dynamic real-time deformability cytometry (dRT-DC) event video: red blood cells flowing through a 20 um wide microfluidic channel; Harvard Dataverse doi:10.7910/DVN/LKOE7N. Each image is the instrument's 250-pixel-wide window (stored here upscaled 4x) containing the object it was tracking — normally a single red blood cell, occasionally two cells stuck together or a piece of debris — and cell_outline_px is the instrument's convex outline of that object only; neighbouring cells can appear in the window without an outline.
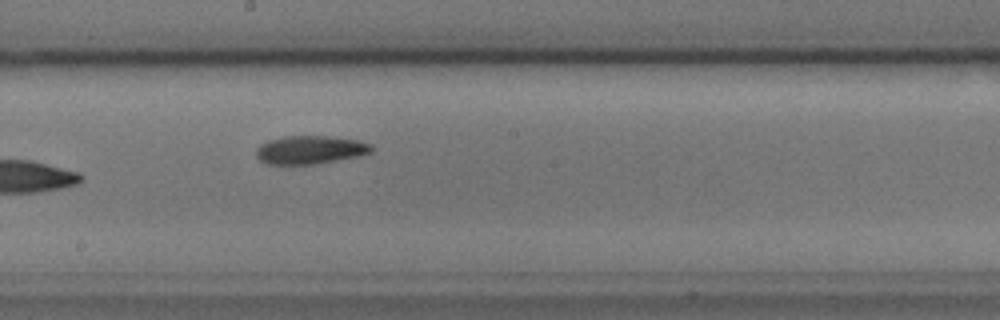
{"species": "common noctule bat (a hibernating species)", "species_latin": "Nyctalus noctula", "temperature_condition": "cold", "stored_images_in_passage": 8, "camera_frame_rate_fps": 3000, "um_per_image_px": 0.085, "animal": {"sex": "male", "body_mass_g": 17.9, "forearm_length_mm": 54.2}, "frame": {"image": 1, "passage_image": 8, "time_ms": 9.667, "image_size_px": [1000, 320], "cell_outline_px": [[372, 152], [360, 156], [316, 164], [268, 164], [260, 160], [256, 156], [256, 148], [260, 144], [268, 140], [284, 136], [328, 136], [360, 140], [372, 144]], "centroid_in_image_um": [26.38, 12.73], "position_along_channel_um": 221.8, "area_um2": 19.19}}